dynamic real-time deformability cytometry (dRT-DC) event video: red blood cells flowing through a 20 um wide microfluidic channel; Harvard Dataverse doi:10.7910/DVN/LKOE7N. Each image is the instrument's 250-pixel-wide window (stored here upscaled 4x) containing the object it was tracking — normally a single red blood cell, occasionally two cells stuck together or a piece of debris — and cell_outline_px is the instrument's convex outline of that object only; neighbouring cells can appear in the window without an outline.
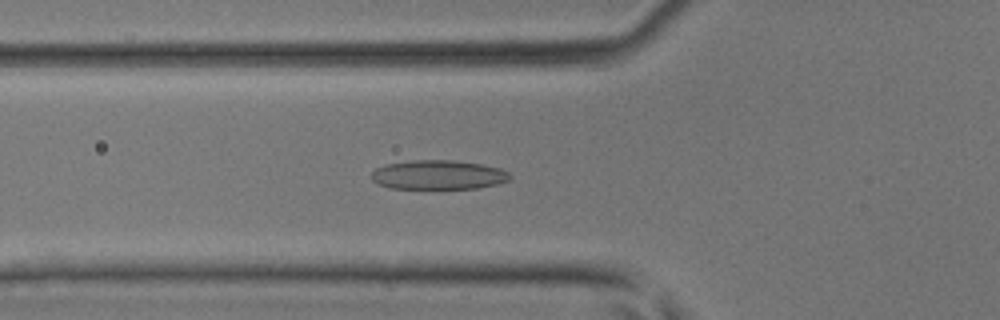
{"species": "common noctule bat (a hibernating species)", "species_latin": "Nyctalus noctula", "temperature_condition": "room temperature", "stored_images_in_passage": 38, "camera_frame_rate_fps": 3000, "um_per_image_px": 0.085, "animal": {"sex": "male", "body_mass_g": 17.9, "forearm_length_mm": 54.2}, "frame": {"image": 1, "passage_image": 10, "time_ms": 3.0, "image_size_px": [1000, 320], "cell_outline_px": [[512, 176], [508, 180], [496, 184], [476, 188], [392, 188], [376, 184], [372, 180], [372, 172], [376, 168], [388, 164], [412, 160], [452, 160], [480, 164], [500, 168], [508, 172]], "centroid_in_image_um": [37.24, 14.86], "position_along_channel_um": 88.6, "area_um2": 23.41}}
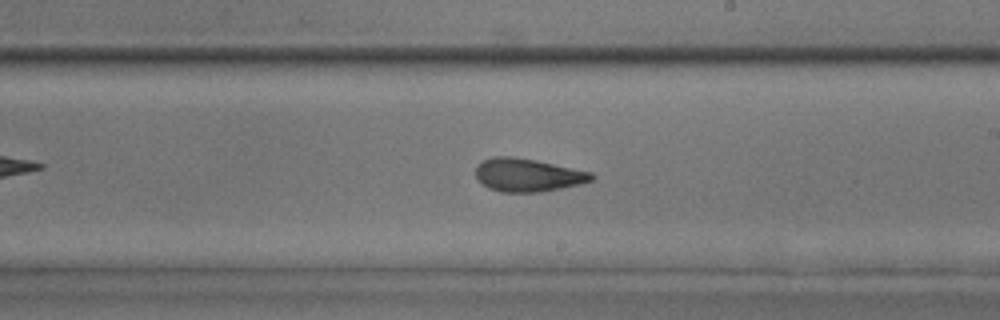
{"frame": {"image": 2, "passage_image": 20, "time_ms": 6.333, "image_size_px": [1000, 320], "cell_outline_px": [[596, 176], [592, 180], [580, 184], [540, 192], [500, 192], [488, 188], [476, 176], [476, 164], [480, 160], [492, 156], [512, 156], [536, 160], [592, 172]], "centroid_in_image_um": [44.84, 14.86], "position_along_channel_um": 244.2, "area_um2": 22.48}}
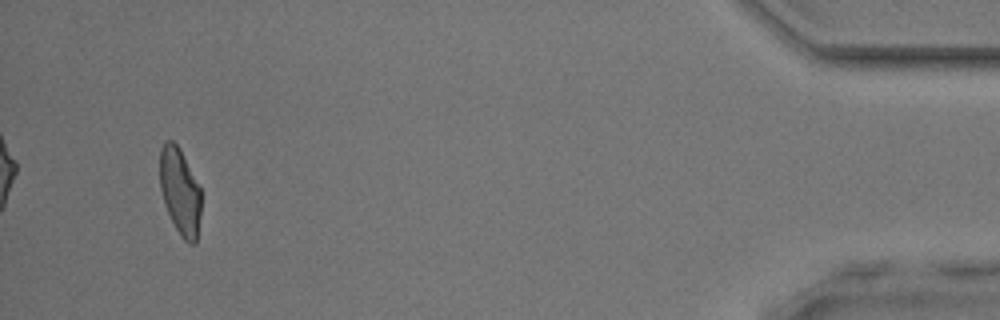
{"frame": {"image": 3, "passage_image": 36, "time_ms": 11.667, "image_size_px": [1000, 320], "cell_outline_px": [[200, 216], [196, 244], [188, 244], [180, 236], [164, 204], [160, 188], [160, 148], [168, 140], [172, 140], [180, 148], [200, 188]], "centroid_in_image_um": [15.29, 16.29], "position_along_channel_um": 419.9, "area_um2": 20.75}}